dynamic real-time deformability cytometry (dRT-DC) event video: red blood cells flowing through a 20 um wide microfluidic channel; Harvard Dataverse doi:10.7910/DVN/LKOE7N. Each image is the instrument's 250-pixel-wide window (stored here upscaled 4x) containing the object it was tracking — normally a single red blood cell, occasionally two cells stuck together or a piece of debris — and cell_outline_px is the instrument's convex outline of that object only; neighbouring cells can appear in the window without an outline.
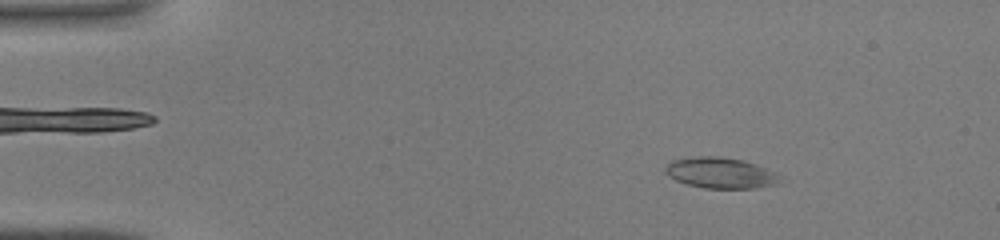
{"species": "common noctule bat (a hibernating species)", "species_latin": "Nyctalus noctula", "temperature_condition": "warm", "stored_images_in_passage": 44, "camera_frame_rate_fps": 3000, "um_per_image_px": 0.085, "animal": {"sex": "male", "body_mass_g": 19.0, "forearm_length_mm": 50.8}, "frame": {"image": 1, "passage_image": 6, "time_ms": 1.667, "image_size_px": [1000, 240], "cell_outline_px": [[776, 184], [756, 188], [704, 188], [688, 184], [676, 180], [668, 176], [664, 172], [664, 168], [672, 160], [688, 156], [720, 156], [744, 160], [756, 164], [776, 172]], "centroid_in_image_um": [61.17, 14.67], "position_along_channel_um": 23.8, "area_um2": 20.58}}
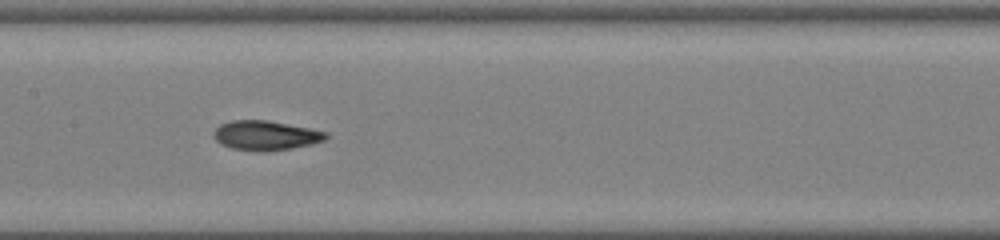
{"frame": {"image": 2, "passage_image": 22, "time_ms": 7.0, "image_size_px": [1000, 240], "cell_outline_px": [[328, 136], [324, 140], [312, 144], [292, 148], [260, 152], [232, 148], [220, 144], [212, 136], [212, 132], [220, 124], [232, 120], [268, 120], [328, 132]], "centroid_in_image_um": [22.55, 11.51], "position_along_channel_um": 184.9, "area_um2": 19.36}}
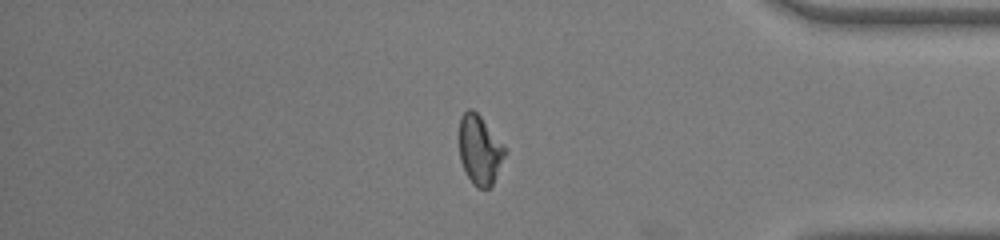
{"frame": {"image": 3, "passage_image": 37, "time_ms": 12.0, "image_size_px": [1000, 240], "cell_outline_px": [[508, 152], [492, 184], [488, 188], [476, 188], [472, 184], [460, 160], [460, 116], [468, 108], [472, 108], [480, 116]], "centroid_in_image_um": [40.78, 12.75], "position_along_channel_um": 394.4, "area_um2": 18.21}}